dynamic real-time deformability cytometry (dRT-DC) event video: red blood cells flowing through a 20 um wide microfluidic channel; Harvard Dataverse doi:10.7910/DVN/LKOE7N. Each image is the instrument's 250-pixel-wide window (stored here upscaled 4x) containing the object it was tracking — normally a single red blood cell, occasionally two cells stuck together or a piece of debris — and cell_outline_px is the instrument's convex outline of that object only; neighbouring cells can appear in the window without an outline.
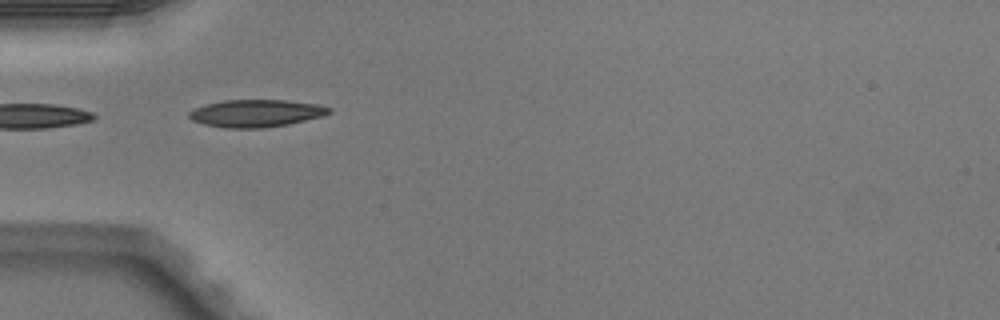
{"species": "Egyptian fruit bat (a non-hibernating species)", "species_latin": "Rousettus aegyptiacus", "temperature_condition": "warm", "stored_images_in_passage": 3, "camera_frame_rate_fps": 3000, "um_per_image_px": 0.085, "animal": {"sex": "male"}, "frame": {"image": 1, "passage_image": 1, "time_ms": 0.0, "image_size_px": [1000, 320], "cell_outline_px": [[332, 112], [324, 116], [288, 124], [264, 128], [224, 128], [204, 124], [192, 120], [188, 116], [188, 112], [196, 108], [208, 104], [224, 100], [284, 100], [316, 104], [332, 108]], "centroid_in_image_um": [21.79, 9.63], "position_along_channel_um": 63.2, "area_um2": 22.31}}
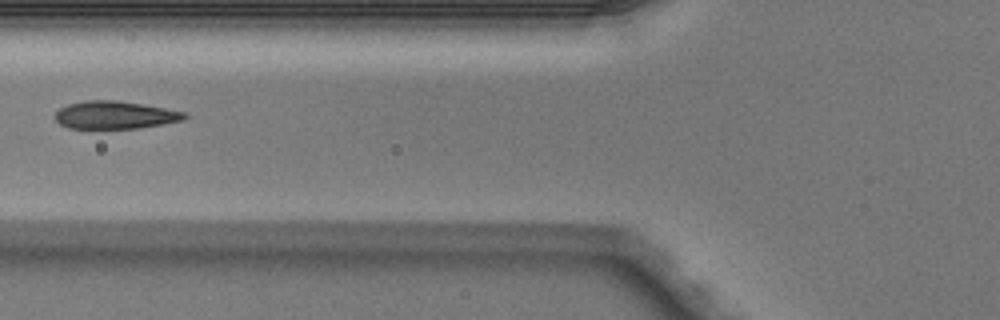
{"frame": {"image": 2, "passage_image": 2, "time_ms": 0.333, "image_size_px": [1000, 320], "cell_outline_px": [[188, 116], [184, 120], [140, 128], [68, 128], [60, 124], [52, 116], [60, 108], [68, 104], [84, 100], [116, 100], [144, 104], [188, 112]], "centroid_in_image_um": [9.79, 9.77], "position_along_channel_um": 116.0, "area_um2": 21.15}}
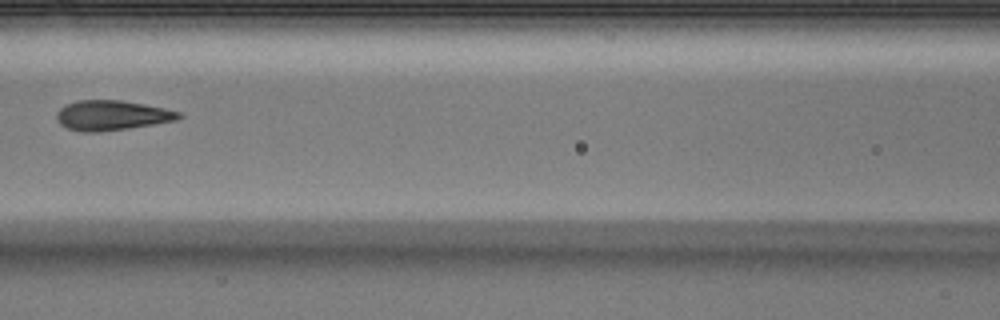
{"frame": {"image": 3, "passage_image": 3, "time_ms": 0.667, "image_size_px": [1000, 320], "cell_outline_px": [[184, 116], [176, 120], [128, 128], [100, 132], [80, 132], [68, 128], [60, 124], [56, 120], [56, 112], [60, 108], [76, 100], [120, 100], [164, 108], [180, 112]], "centroid_in_image_um": [9.47, 9.81], "position_along_channel_um": 157.1, "area_um2": 21.21}}